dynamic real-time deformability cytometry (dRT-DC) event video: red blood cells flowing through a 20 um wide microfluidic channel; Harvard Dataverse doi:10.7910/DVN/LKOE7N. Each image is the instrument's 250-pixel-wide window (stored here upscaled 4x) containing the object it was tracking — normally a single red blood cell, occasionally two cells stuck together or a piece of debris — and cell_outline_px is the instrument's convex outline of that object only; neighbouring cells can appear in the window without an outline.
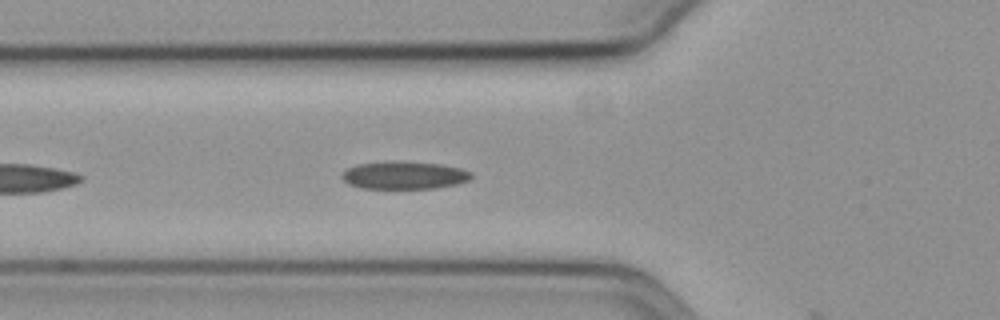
{"species": "common noctule bat (a hibernating species)", "species_latin": "Nyctalus noctula", "temperature_condition": "cold", "stored_images_in_passage": 8, "camera_frame_rate_fps": 3000, "um_per_image_px": 0.085, "animal": {"sex": "female", "body_mass_g": 19.3, "forearm_length_mm": 54.1}, "frame": {"image": 1, "passage_image": 7, "time_ms": 2.0, "image_size_px": [1000, 320], "cell_outline_px": [[472, 176], [468, 180], [456, 184], [432, 188], [360, 188], [348, 184], [340, 176], [348, 168], [356, 164], [440, 164], [460, 168], [472, 172]], "centroid_in_image_um": [34.36, 14.95], "position_along_channel_um": 91.4, "area_um2": 19.71}}